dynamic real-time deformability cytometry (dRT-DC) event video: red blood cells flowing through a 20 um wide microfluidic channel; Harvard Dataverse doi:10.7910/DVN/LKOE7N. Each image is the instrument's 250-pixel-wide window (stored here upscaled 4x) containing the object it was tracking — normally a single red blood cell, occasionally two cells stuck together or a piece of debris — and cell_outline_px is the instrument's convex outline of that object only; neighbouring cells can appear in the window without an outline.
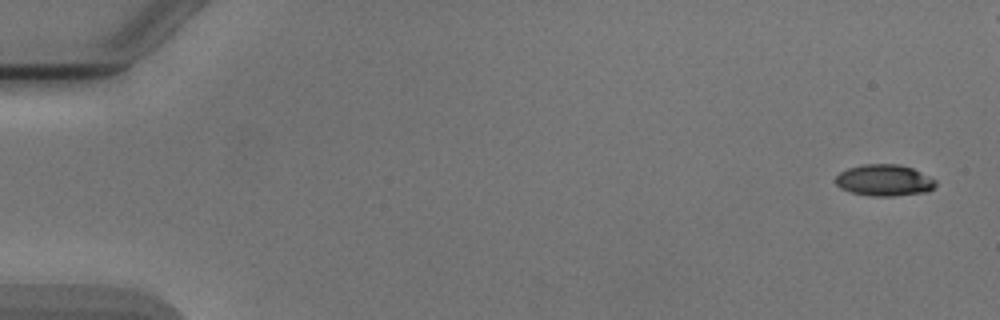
{"species": "Egyptian fruit bat (a non-hibernating species)", "species_latin": "Rousettus aegyptiacus", "temperature_condition": "cold", "stored_images_in_passage": 3, "camera_frame_rate_fps": 3000, "um_per_image_px": 0.085, "animal": {"sex": "male"}, "frame": {"image": 1, "passage_image": 1, "time_ms": 0.0, "image_size_px": [1000, 320], "cell_outline_px": [[936, 184], [928, 192], [892, 196], [872, 196], [852, 192], [840, 188], [836, 184], [836, 176], [840, 172], [848, 168], [864, 164], [900, 164], [912, 168], [936, 180]], "centroid_in_image_um": [75.16, 15.32], "position_along_channel_um": 9.8, "area_um2": 18.26}}